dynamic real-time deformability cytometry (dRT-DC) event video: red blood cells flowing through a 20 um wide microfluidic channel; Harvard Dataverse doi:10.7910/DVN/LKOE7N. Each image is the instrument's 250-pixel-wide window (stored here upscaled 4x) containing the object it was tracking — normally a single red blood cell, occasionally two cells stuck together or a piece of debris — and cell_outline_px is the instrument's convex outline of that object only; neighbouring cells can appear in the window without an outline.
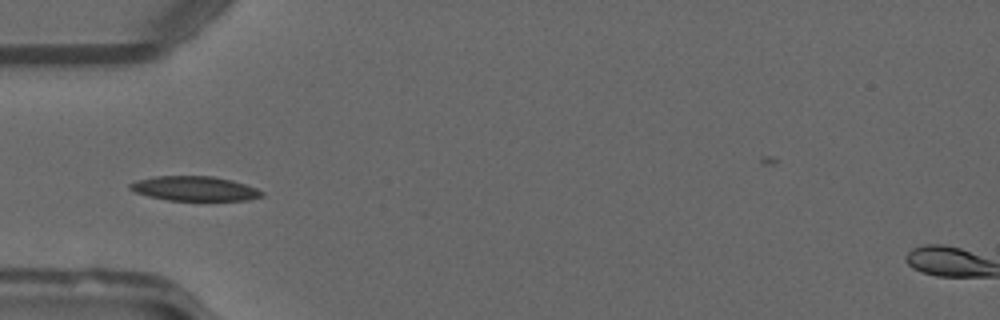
{"species": "common noctule bat (a hibernating species)", "species_latin": "Nyctalus noctula", "temperature_condition": "warm", "stored_images_in_passage": 36, "camera_frame_rate_fps": 3000, "um_per_image_px": 0.085, "animal": {"sex": "male", "forearm_length_mm": 52.5}, "frame": {"image": 1, "passage_image": 3, "time_ms": 0.667, "image_size_px": [1000, 320], "cell_outline_px": [[264, 196], [248, 200], [168, 200], [148, 196], [136, 192], [128, 188], [128, 184], [136, 180], [156, 176], [212, 176], [232, 180], [256, 188], [264, 192]], "centroid_in_image_um": [16.53, 16.02], "position_along_channel_um": 68.5, "area_um2": 18.84}}
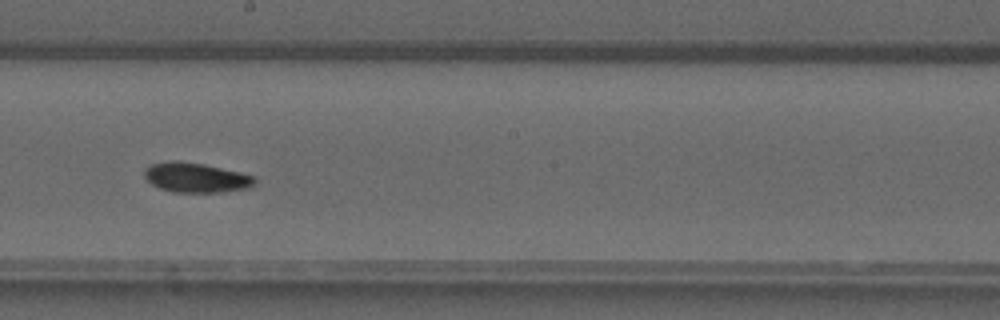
{"frame": {"image": 2, "passage_image": 15, "time_ms": 4.667, "image_size_px": [1000, 320], "cell_outline_px": [[256, 184], [252, 188], [224, 192], [172, 192], [160, 188], [152, 184], [144, 176], [144, 168], [152, 164], [172, 160], [204, 164], [240, 172], [256, 176]], "centroid_in_image_um": [16.71, 15.1], "position_along_channel_um": 231.5, "area_um2": 19.31}}
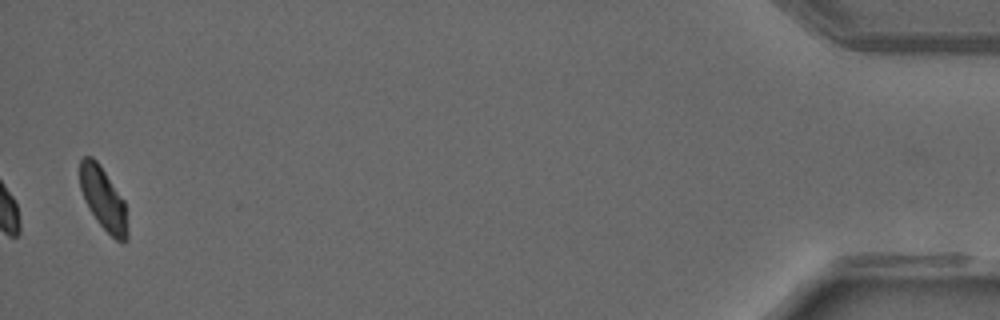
{"frame": {"image": 3, "passage_image": 36, "time_ms": 11.667, "image_size_px": [1000, 320], "cell_outline_px": [[128, 240], [124, 244], [120, 244], [96, 220], [88, 208], [84, 200], [80, 188], [80, 160], [84, 156], [92, 156], [96, 160], [124, 200], [128, 232]], "centroid_in_image_um": [8.78, 16.94], "position_along_channel_um": 426.4, "area_um2": 17.34}, "authors_computed_cell_mechanics": {"area_um2": 18.5538, "velocity_mm_per_s": 4.0882, "shape_relaxation_time_tau1_ms": 6.013, "shape_relaxation_time_tau2_ms": 5.4715, "deformation_change_tau1": 0.1699, "deformation_change_tau2": 0.0734}}